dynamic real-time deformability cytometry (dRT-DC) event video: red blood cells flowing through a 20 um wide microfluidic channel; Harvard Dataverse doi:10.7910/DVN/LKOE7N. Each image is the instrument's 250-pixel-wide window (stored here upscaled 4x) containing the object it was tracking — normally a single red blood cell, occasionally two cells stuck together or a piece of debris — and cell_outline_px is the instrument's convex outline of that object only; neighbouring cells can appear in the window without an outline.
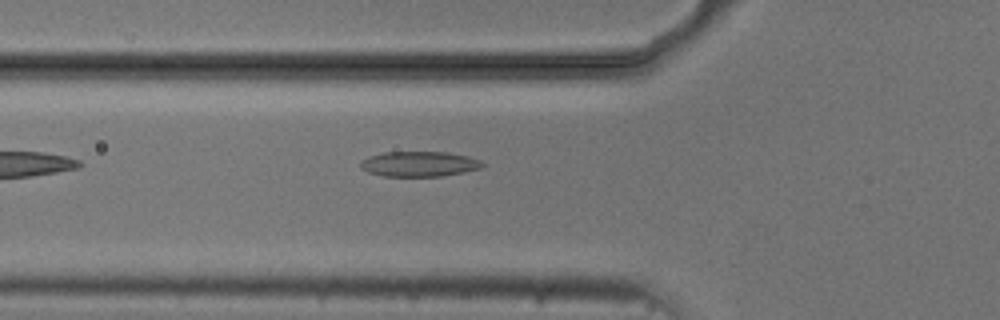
{"species": "common noctule bat (a hibernating species)", "species_latin": "Nyctalus noctula", "temperature_condition": "cold", "stored_images_in_passage": 5, "camera_frame_rate_fps": 3000, "um_per_image_px": 0.085, "animal": {"sex": "male", "body_mass_g": 20.5, "forearm_length_mm": 52.5}, "frame": {"image": 1, "passage_image": 5, "time_ms": 5.333, "image_size_px": [1000, 320], "cell_outline_px": [[484, 164], [480, 168], [464, 172], [440, 176], [384, 176], [368, 172], [360, 168], [360, 160], [368, 156], [384, 152], [448, 152], [468, 156], [480, 160]], "centroid_in_image_um": [35.6, 13.93], "position_along_channel_um": 90.2, "area_um2": 17.92}}